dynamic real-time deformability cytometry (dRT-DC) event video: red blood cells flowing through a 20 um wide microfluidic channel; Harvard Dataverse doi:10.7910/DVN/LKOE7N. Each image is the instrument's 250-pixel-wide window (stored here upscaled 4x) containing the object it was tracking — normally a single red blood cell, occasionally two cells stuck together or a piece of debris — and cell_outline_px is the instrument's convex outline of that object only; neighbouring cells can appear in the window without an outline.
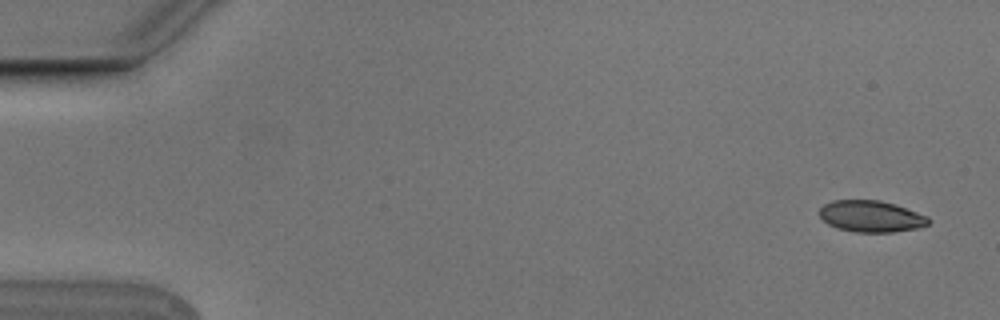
{"species": "Egyptian fruit bat (a non-hibernating species)", "species_latin": "Rousettus aegyptiacus", "temperature_condition": "cold", "stored_images_in_passage": 6, "segment_of_instrument_passage": [1, 2], "camera_frame_rate_fps": 3000, "um_per_image_px": 0.085, "animal": {"sex": "male"}, "frame": {"image": 1, "passage_image": 1, "time_ms": 0.0, "image_size_px": [1000, 320], "cell_outline_px": [[932, 220], [928, 224], [920, 228], [892, 232], [856, 232], [836, 228], [828, 224], [820, 216], [820, 208], [824, 204], [832, 200], [880, 200], [896, 204], [928, 216]], "centroid_in_image_um": [74.07, 18.39], "position_along_channel_um": 10.9, "area_um2": 20.17}}
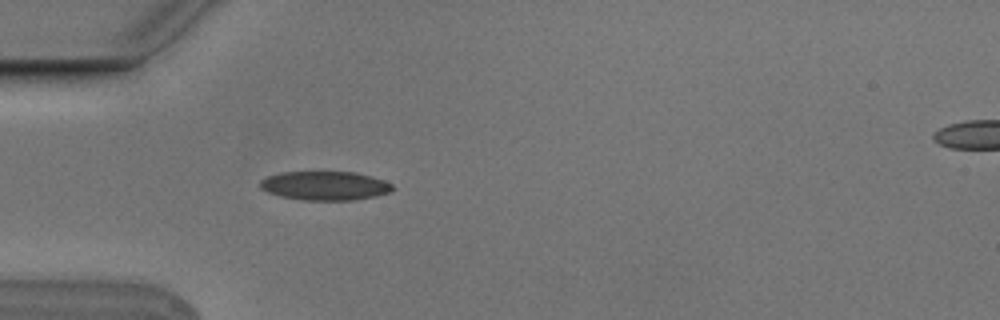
{"frame": {"image": 2, "passage_image": 5, "time_ms": 1.333, "image_size_px": [1000, 320], "cell_outline_px": [[392, 188], [388, 192], [376, 196], [352, 200], [304, 200], [280, 196], [268, 192], [260, 188], [260, 180], [268, 176], [280, 172], [356, 172], [372, 176], [384, 180], [392, 184]], "centroid_in_image_um": [27.6, 15.78], "position_along_channel_um": 57.4, "area_um2": 22.25}}